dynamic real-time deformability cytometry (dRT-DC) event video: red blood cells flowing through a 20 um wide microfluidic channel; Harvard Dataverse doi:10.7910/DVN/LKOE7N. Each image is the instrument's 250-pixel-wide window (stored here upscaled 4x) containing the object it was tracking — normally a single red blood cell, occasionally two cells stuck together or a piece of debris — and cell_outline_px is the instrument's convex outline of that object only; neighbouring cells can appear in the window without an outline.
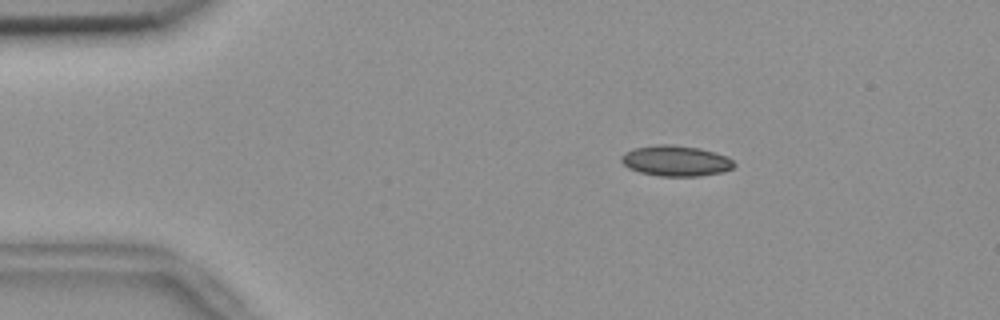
{"species": "common noctule bat (a hibernating species)", "species_latin": "Nyctalus noctula", "temperature_condition": "room temperature", "stored_images_in_passage": 55, "camera_frame_rate_fps": 3000, "um_per_image_px": 0.085, "animal": {"sex": "female", "body_mass_g": 18.4}, "frame": {"image": 1, "passage_image": 9, "time_ms": 2.667, "image_size_px": [1000, 320], "cell_outline_px": [[736, 164], [732, 168], [724, 172], [700, 176], [660, 176], [640, 172], [628, 168], [620, 160], [620, 156], [624, 152], [636, 148], [656, 144], [672, 144], [700, 148], [728, 156]], "centroid_in_image_um": [57.45, 13.67], "position_along_channel_um": 27.5, "area_um2": 20.29}}
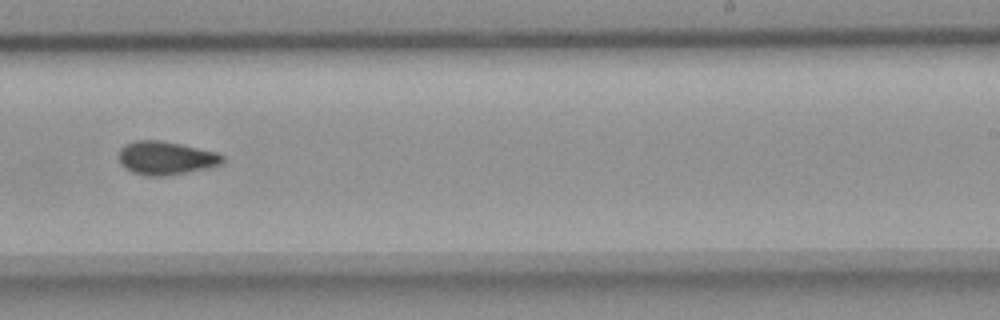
{"frame": {"image": 2, "passage_image": 34, "time_ms": 11.0, "image_size_px": [1000, 320], "cell_outline_px": [[224, 160], [220, 164], [208, 168], [164, 176], [148, 176], [132, 172], [124, 168], [120, 164], [120, 148], [124, 144], [136, 140], [160, 140], [180, 144], [216, 152], [224, 156]], "centroid_in_image_um": [14.07, 13.43], "position_along_channel_um": 274.9, "area_um2": 20.11}}
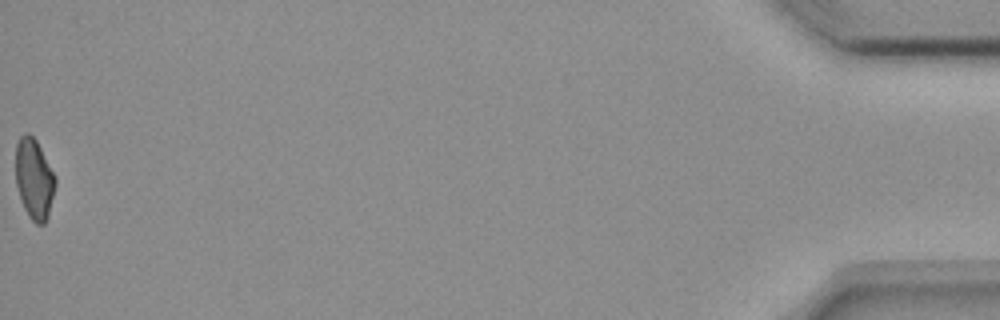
{"frame": {"image": 3, "passage_image": 55, "time_ms": 18.0, "image_size_px": [1000, 320], "cell_outline_px": [[56, 184], [48, 216], [44, 224], [36, 224], [28, 216], [24, 208], [16, 184], [16, 144], [20, 136], [24, 132], [28, 132], [36, 140], [56, 176]], "centroid_in_image_um": [2.91, 15.2], "position_along_channel_um": 432.3, "area_um2": 18.61}, "authors_computed_cell_mechanics": {"area_um2": 19.5364, "velocity_mm_per_s": 3.6786, "shape_relaxation_time_tau1_ms": null, "shape_relaxation_time_tau2_ms": 3.5291, "deformation_change_tau1": null, "deformation_change_tau2": 0.0658}}